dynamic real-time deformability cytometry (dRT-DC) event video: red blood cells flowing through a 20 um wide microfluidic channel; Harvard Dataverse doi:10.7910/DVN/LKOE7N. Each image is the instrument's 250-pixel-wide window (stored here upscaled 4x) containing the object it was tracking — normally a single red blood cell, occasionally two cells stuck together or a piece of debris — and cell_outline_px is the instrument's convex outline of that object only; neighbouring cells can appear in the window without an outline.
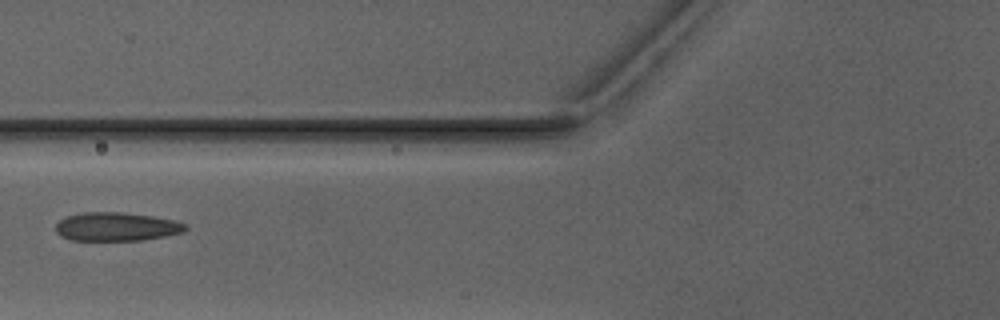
{"species": "Egyptian fruit bat (a non-hibernating species)", "species_latin": "Rousettus aegyptiacus", "temperature_condition": "warm", "stored_images_in_passage": 2, "camera_frame_rate_fps": 3000, "um_per_image_px": 0.085, "animal": {"sex": "male"}, "frame": {"image": 1, "passage_image": 2, "time_ms": 1.0, "image_size_px": [1000, 320], "cell_outline_px": [[188, 228], [184, 232], [144, 240], [72, 240], [60, 236], [56, 232], [56, 224], [60, 220], [68, 216], [84, 212], [124, 212], [152, 216], [172, 220], [188, 224]], "centroid_in_image_um": [9.92, 19.27], "position_along_channel_um": 115.9, "area_um2": 21.62}}